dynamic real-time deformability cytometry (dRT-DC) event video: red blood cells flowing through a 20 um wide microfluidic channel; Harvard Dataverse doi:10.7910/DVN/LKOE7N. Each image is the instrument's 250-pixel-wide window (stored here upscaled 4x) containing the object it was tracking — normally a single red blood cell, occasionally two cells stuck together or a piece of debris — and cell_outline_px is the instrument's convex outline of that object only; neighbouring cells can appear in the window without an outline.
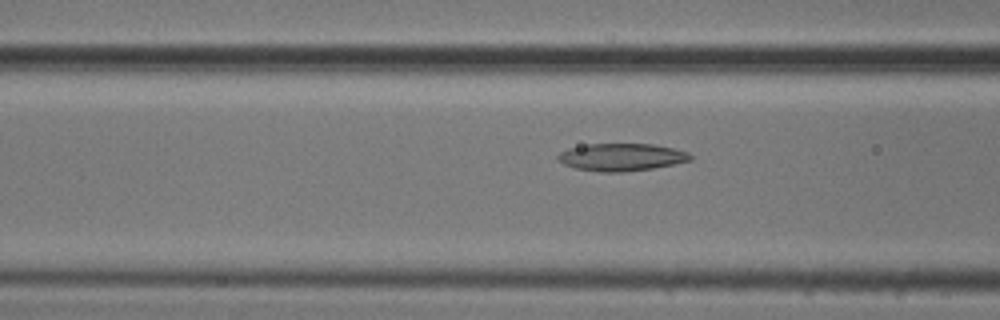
{"species": "common noctule bat (a hibernating species)", "species_latin": "Nyctalus noctula", "temperature_condition": "cold", "stored_images_in_passage": 43, "camera_frame_rate_fps": 3000, "um_per_image_px": 0.085, "animal": {"sex": "male", "body_mass_g": 20.5, "forearm_length_mm": 52.5}, "frame": {"image": 1, "passage_image": 10, "time_ms": 3.0, "image_size_px": [1000, 320], "cell_outline_px": [[692, 160], [652, 168], [620, 172], [600, 172], [576, 168], [564, 164], [556, 160], [556, 156], [560, 152], [568, 148], [588, 144], [652, 144], [672, 148], [688, 152], [692, 156]], "centroid_in_image_um": [52.78, 13.35], "position_along_channel_um": 113.8, "area_um2": 21.1}}
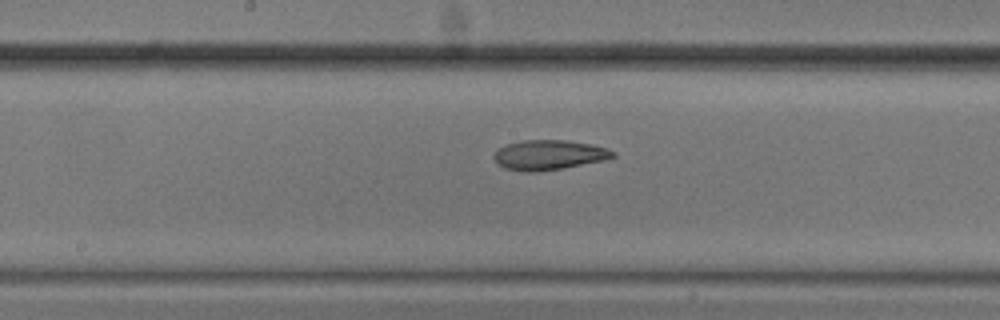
{"frame": {"image": 2, "passage_image": 17, "time_ms": 5.333, "image_size_px": [1000, 320], "cell_outline_px": [[616, 156], [604, 160], [560, 168], [536, 172], [528, 172], [504, 168], [496, 164], [492, 156], [500, 148], [508, 144], [524, 140], [568, 140], [592, 144], [608, 148], [616, 152]], "centroid_in_image_um": [46.67, 13.16], "position_along_channel_um": 201.5, "area_um2": 20.63}}
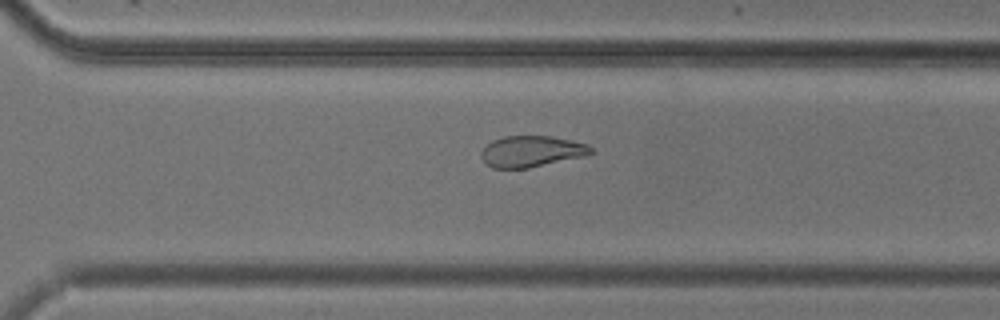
{"frame": {"image": 3, "passage_image": 27, "time_ms": 8.667, "image_size_px": [1000, 320], "cell_outline_px": [[592, 152], [584, 156], [528, 168], [492, 168], [484, 164], [480, 156], [480, 152], [492, 140], [504, 136], [552, 136], [572, 140], [588, 144], [592, 148]], "centroid_in_image_um": [45.14, 12.87], "position_along_channel_um": 325.5, "area_um2": 20.0}, "authors_computed_cell_mechanics": {"area_um2": 19.9988, "velocity_mm_per_s": 3.7396, "shape_relaxation_time_tau1_ms": 8.8582, "shape_relaxation_time_tau2_ms": 7.233, "deformation_change_tau1": 0.1888, "deformation_change_tau2": 0.141}}